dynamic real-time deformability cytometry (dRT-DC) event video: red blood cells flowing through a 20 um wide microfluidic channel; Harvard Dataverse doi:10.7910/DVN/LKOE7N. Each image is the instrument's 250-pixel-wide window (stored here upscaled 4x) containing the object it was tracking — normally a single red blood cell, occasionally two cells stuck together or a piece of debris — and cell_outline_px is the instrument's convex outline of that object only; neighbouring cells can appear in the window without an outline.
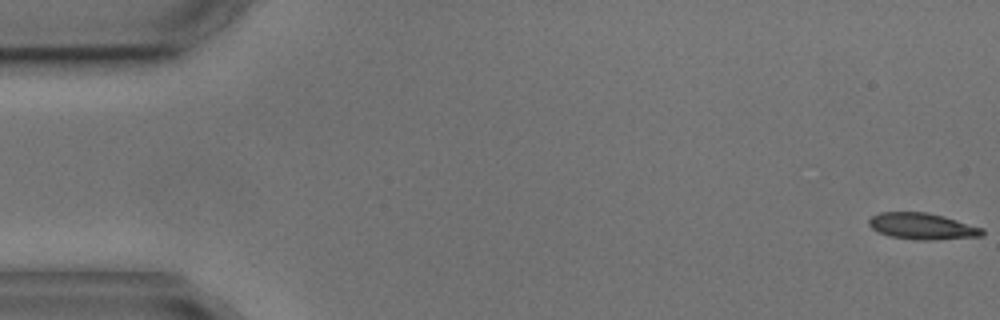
{"species": "common noctule bat (a hibernating species)", "species_latin": "Nyctalus noctula", "temperature_condition": "cold", "stored_images_in_passage": 5, "camera_frame_rate_fps": 3000, "um_per_image_px": 0.085, "animal": {"sex": "male", "body_mass_g": 17.9, "forearm_length_mm": 54.2}, "frame": {"image": 1, "passage_image": 1, "time_ms": 0.0, "image_size_px": [1000, 320], "cell_outline_px": [[984, 236], [932, 240], [916, 240], [888, 236], [872, 228], [868, 224], [868, 220], [872, 216], [880, 212], [928, 212], [944, 216], [984, 228]], "centroid_in_image_um": [78.41, 19.23], "position_along_channel_um": 6.6, "area_um2": 17.57}}
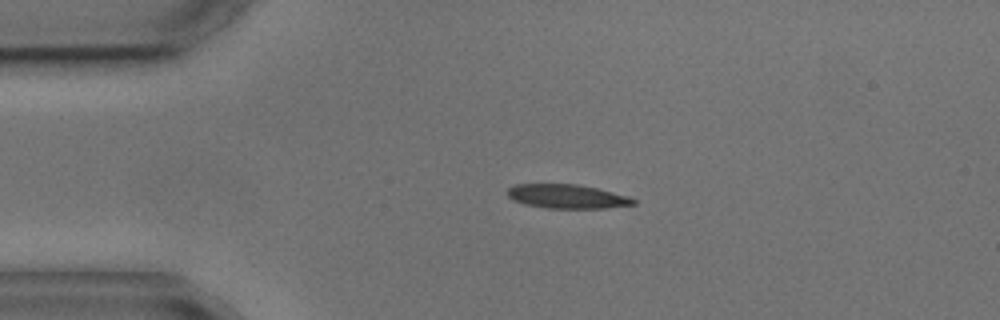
{"frame": {"image": 2, "passage_image": 4, "time_ms": 3.667, "image_size_px": [1000, 320], "cell_outline_px": [[636, 204], [604, 208], [548, 208], [524, 204], [508, 196], [508, 188], [516, 184], [576, 184], [596, 188], [628, 196], [636, 200]], "centroid_in_image_um": [48.21, 16.69], "position_along_channel_um": 36.8, "area_um2": 17.4}}